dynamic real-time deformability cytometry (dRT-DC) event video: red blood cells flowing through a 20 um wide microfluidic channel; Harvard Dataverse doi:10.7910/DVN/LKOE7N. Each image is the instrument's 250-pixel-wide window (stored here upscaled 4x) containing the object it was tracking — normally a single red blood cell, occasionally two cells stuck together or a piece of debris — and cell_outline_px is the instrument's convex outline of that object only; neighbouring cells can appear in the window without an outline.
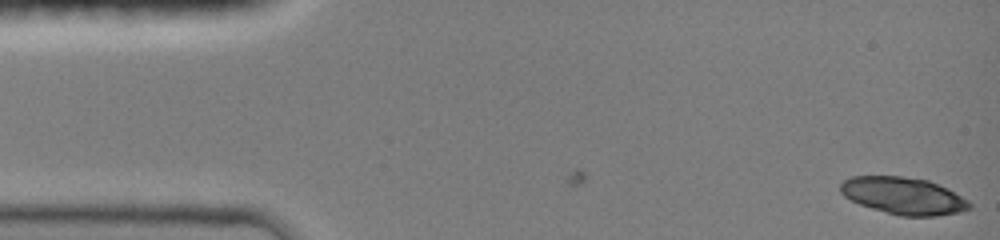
{"species": "common noctule bat (a hibernating species)", "species_latin": "Nyctalus noctula", "temperature_condition": "room temperature", "stored_images_in_passage": 4, "camera_frame_rate_fps": 3000, "um_per_image_px": 0.085, "animal": {"sex": "female", "body_mass_g": 19.0, "forearm_length_mm": 51.5}, "frame": {"image": 1, "passage_image": 4, "time_ms": 1.0, "image_size_px": [1000, 240], "cell_outline_px": [[972, 208], [960, 212], [936, 216], [900, 216], [872, 208], [860, 204], [844, 196], [840, 192], [840, 184], [844, 180], [852, 176], [904, 176], [928, 180], [948, 188], [968, 200], [972, 204]], "centroid_in_image_um": [76.82, 16.64], "position_along_channel_um": 8.2, "area_um2": 27.98}}